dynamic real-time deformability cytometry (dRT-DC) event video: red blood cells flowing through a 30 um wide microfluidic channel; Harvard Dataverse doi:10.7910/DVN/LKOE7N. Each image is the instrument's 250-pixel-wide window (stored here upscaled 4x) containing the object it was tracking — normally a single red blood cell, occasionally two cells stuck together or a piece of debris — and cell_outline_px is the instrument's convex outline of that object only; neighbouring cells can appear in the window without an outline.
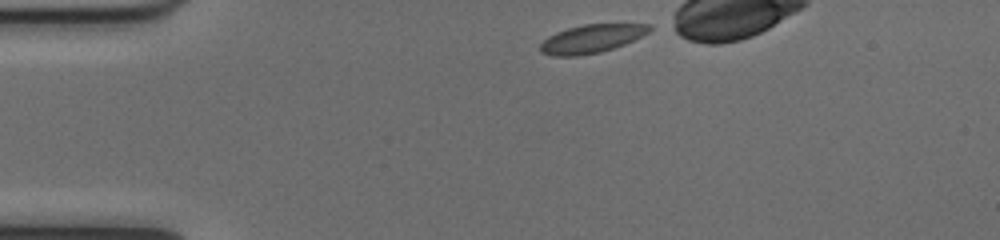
{"species": "common noctule bat (a hibernating species)", "species_latin": "Nyctalus noctula", "temperature_condition": "cold", "stored_images_in_passage": 32, "camera_frame_rate_fps": 3000, "um_per_image_px": 0.085, "animal": {"sex": "female", "body_mass_g": 17.0, "forearm_length_mm": 48.0}, "frame": {"image": 1, "passage_image": 1, "time_ms": 0.0, "image_size_px": [1000, 240], "cell_outline_px": [[656, 28], [624, 44], [600, 52], [576, 56], [552, 56], [540, 52], [540, 44], [548, 36], [556, 32], [568, 28], [584, 24], [652, 24]], "centroid_in_image_um": [50.28, 3.28], "position_along_channel_um": 34.7, "area_um2": 17.98}}
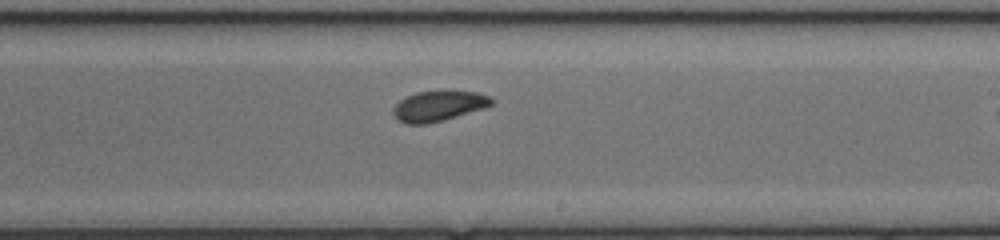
{"frame": {"image": 2, "passage_image": 21, "time_ms": 6.667, "image_size_px": [1000, 240], "cell_outline_px": [[496, 104], [484, 108], [444, 120], [428, 124], [404, 124], [396, 120], [392, 112], [392, 108], [400, 100], [416, 92], [480, 92], [496, 100]], "centroid_in_image_um": [37.28, 9.04], "position_along_channel_um": 251.7, "area_um2": 17.4}}
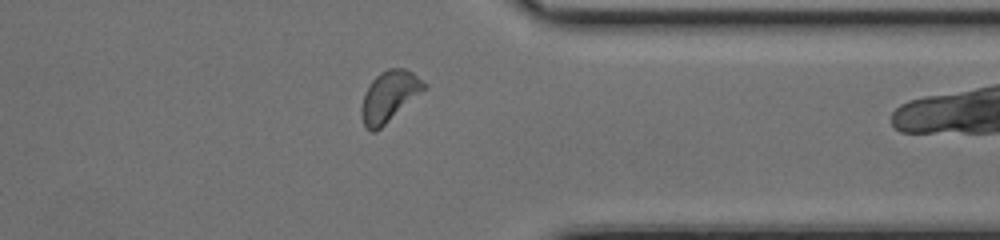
{"frame": {"image": 3, "passage_image": 31, "time_ms": 10.0, "image_size_px": [1000, 240], "cell_outline_px": [[428, 88], [376, 132], [368, 132], [364, 128], [360, 112], [360, 108], [364, 92], [368, 84], [380, 72], [388, 68], [404, 68], [412, 72], [428, 84]], "centroid_in_image_um": [33.08, 8.2], "position_along_channel_um": 378.3, "area_um2": 19.02}}